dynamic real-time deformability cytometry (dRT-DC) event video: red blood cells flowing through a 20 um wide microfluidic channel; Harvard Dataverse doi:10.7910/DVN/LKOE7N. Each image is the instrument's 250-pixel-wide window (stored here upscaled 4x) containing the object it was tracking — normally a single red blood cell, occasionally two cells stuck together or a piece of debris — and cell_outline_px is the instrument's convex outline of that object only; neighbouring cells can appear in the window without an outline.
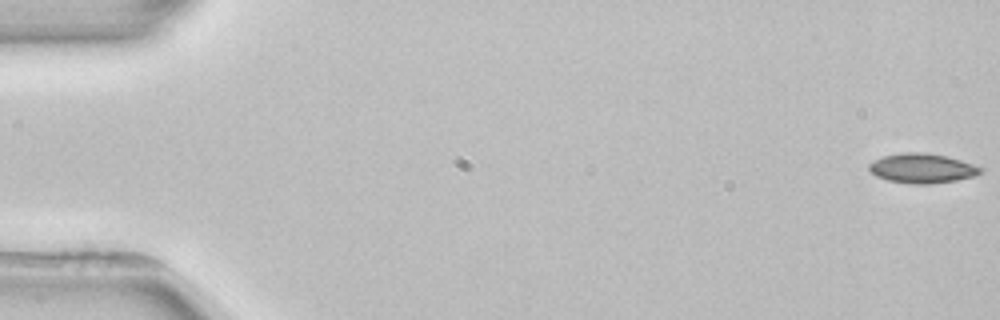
{"species": "common noctule bat (a hibernating species)", "species_latin": "Nyctalus noctula", "temperature_condition": "room temperature", "stored_images_in_passage": 5, "camera_frame_rate_fps": 3000, "um_per_image_px": 0.085, "animal": {"sex": "female", "body_mass_g": 22.7, "forearm_length_mm": 54.2}, "frame": {"image": 1, "passage_image": 1, "time_ms": 0.0, "image_size_px": [1000, 320], "cell_outline_px": [[984, 168], [976, 176], [956, 180], [928, 184], [912, 184], [888, 180], [876, 176], [868, 168], [868, 164], [884, 156], [904, 152], [924, 152], [948, 156]], "centroid_in_image_um": [78.39, 14.3], "position_along_channel_um": 6.6, "area_um2": 19.13}}
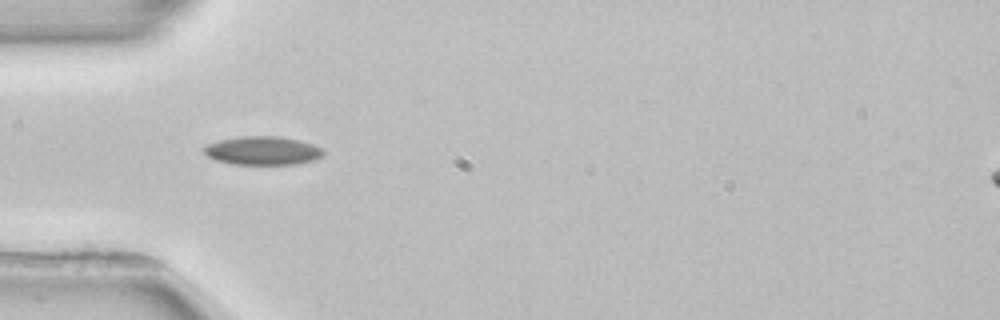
{"frame": {"image": 2, "passage_image": 4, "time_ms": 5.333, "image_size_px": [1000, 320], "cell_outline_px": [[324, 156], [316, 160], [296, 164], [232, 164], [216, 160], [208, 156], [204, 152], [204, 148], [208, 144], [220, 140], [244, 136], [280, 136], [300, 140], [324, 148]], "centroid_in_image_um": [22.4, 12.81], "position_along_channel_um": 62.6, "area_um2": 19.94}}